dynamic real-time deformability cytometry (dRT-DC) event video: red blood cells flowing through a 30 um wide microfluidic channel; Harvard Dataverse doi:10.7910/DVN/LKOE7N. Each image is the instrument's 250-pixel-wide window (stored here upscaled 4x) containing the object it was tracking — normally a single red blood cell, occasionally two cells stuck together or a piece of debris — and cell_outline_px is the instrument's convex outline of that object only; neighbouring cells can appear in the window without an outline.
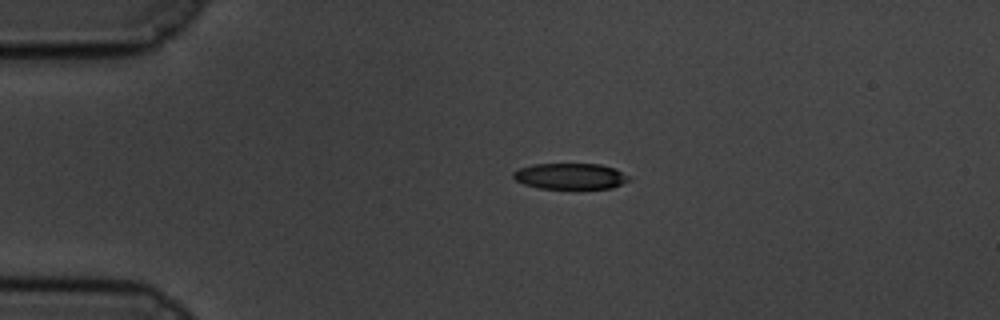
{"species": "common noctule bat (a hibernating species)", "species_latin": "Nyctalus noctula", "temperature_condition": "cold", "stored_images_in_passage": 47, "camera_frame_rate_fps": 3000, "um_per_image_px": 0.085, "animal": {"sex": "male", "body_mass_g": 19.5, "forearm_length_mm": 54.6}, "frame": {"image": 1, "passage_image": 1, "time_ms": 0.0, "image_size_px": [1000, 320], "cell_outline_px": [[632, 180], [612, 188], [540, 188], [524, 184], [516, 180], [512, 176], [512, 172], [516, 168], [532, 164], [600, 164], [616, 168], [628, 176]], "centroid_in_image_um": [48.47, 14.96], "position_along_channel_um": 36.5, "area_um2": 17.63}}
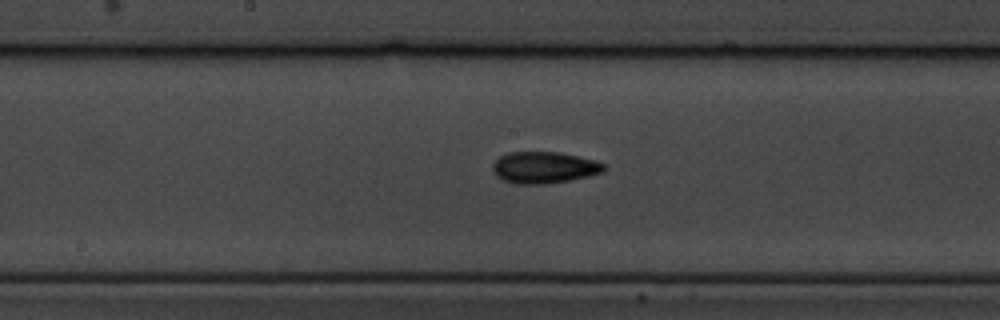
{"frame": {"image": 2, "passage_image": 19, "time_ms": 6.0, "image_size_px": [1000, 320], "cell_outline_px": [[604, 168], [600, 172], [588, 176], [568, 180], [544, 184], [516, 184], [504, 180], [496, 176], [492, 168], [492, 164], [500, 156], [508, 152], [560, 152], [596, 160], [604, 164]], "centroid_in_image_um": [46.21, 14.23], "position_along_channel_um": 202.0, "area_um2": 20.35}}
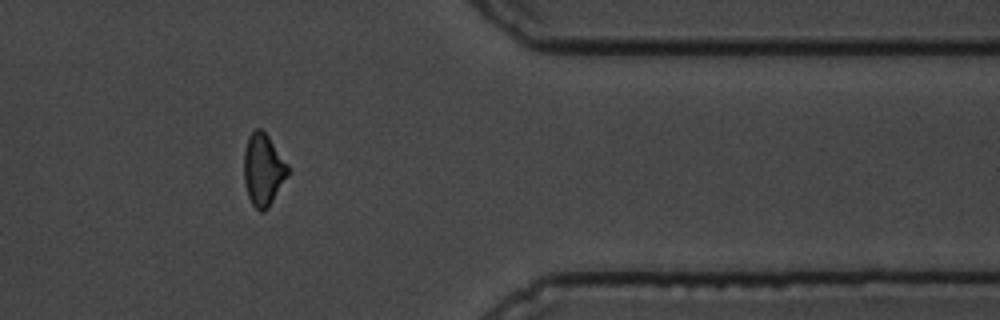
{"frame": {"image": 3, "passage_image": 37, "time_ms": 12.0, "image_size_px": [1000, 320], "cell_outline_px": [[292, 172], [268, 208], [264, 212], [260, 212], [252, 204], [248, 196], [244, 180], [244, 148], [248, 136], [256, 128], [260, 128], [268, 136], [292, 168]], "centroid_in_image_um": [22.42, 14.43], "position_along_channel_um": 389.0, "area_um2": 18.96}, "authors_computed_cell_mechanics": {"area_um2": 19.074, "velocity_mm_per_s": 3.3971, "shape_relaxation_time_tau1_ms": 4.8267, "shape_relaxation_time_tau2_ms": 4.9402, "deformation_change_tau1": 0.1214, "deformation_change_tau2": 0.121}}